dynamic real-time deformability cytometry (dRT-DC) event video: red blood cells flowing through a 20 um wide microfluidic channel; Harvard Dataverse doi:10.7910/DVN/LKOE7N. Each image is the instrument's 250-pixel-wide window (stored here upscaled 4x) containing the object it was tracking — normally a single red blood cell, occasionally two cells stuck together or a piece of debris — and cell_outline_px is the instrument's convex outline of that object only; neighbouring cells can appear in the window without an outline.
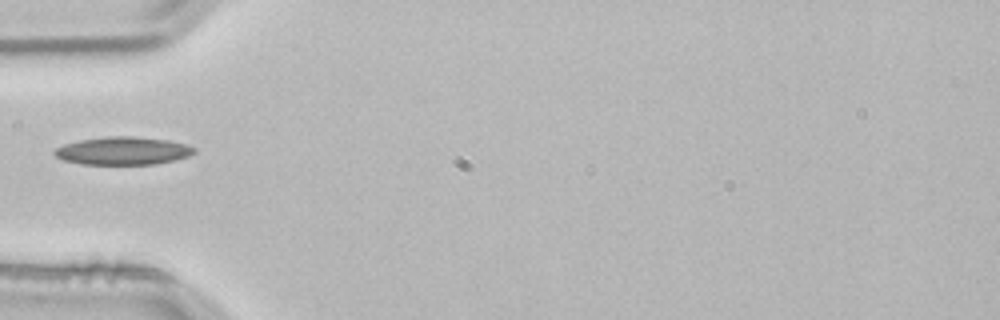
{"species": "common noctule bat (a hibernating species)", "species_latin": "Nyctalus noctula", "temperature_condition": "room temperature", "stored_images_in_passage": 9, "camera_frame_rate_fps": 3000, "um_per_image_px": 0.085, "animal": {"sex": "male", "body_mass_g": 21.5, "forearm_length_mm": 52.0}, "frame": {"image": 1, "passage_image": 1, "time_ms": 0.0, "image_size_px": [1000, 320], "cell_outline_px": [[196, 152], [188, 156], [156, 164], [80, 164], [64, 160], [56, 156], [52, 152], [56, 148], [64, 144], [80, 140], [108, 136], [132, 136], [168, 140], [188, 144], [196, 148]], "centroid_in_image_um": [10.46, 12.81], "position_along_channel_um": 74.5, "area_um2": 22.72}}